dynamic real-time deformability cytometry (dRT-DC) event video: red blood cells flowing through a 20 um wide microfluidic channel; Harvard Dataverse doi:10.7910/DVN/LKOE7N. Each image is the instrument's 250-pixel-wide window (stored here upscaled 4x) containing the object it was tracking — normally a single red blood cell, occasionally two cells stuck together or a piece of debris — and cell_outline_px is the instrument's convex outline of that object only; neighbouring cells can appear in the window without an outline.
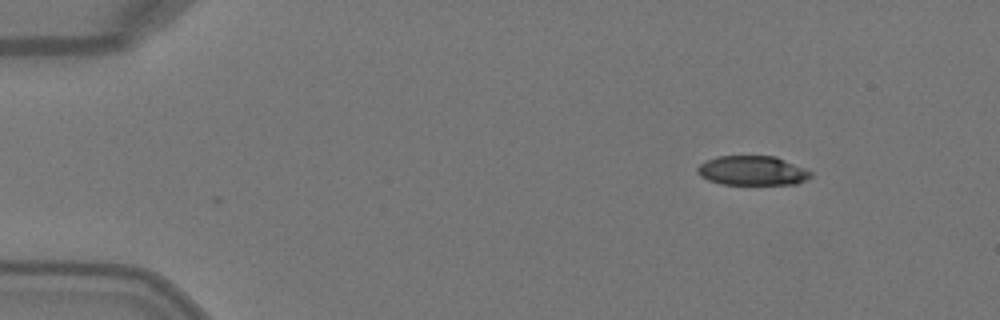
{"species": "Egyptian fruit bat (a non-hibernating species)", "species_latin": "Rousettus aegyptiacus", "temperature_condition": "warm", "stored_images_in_passage": 2, "camera_frame_rate_fps": 3000, "um_per_image_px": 0.085, "animal": {"sex": "female"}, "frame": {"image": 1, "passage_image": 2, "time_ms": 0.333, "image_size_px": [1000, 320], "cell_outline_px": [[812, 176], [796, 184], [720, 184], [708, 180], [700, 176], [696, 172], [696, 168], [700, 164], [716, 156], [776, 156], [812, 172]], "centroid_in_image_um": [63.91, 14.5], "position_along_channel_um": 21.1, "area_um2": 19.36}}